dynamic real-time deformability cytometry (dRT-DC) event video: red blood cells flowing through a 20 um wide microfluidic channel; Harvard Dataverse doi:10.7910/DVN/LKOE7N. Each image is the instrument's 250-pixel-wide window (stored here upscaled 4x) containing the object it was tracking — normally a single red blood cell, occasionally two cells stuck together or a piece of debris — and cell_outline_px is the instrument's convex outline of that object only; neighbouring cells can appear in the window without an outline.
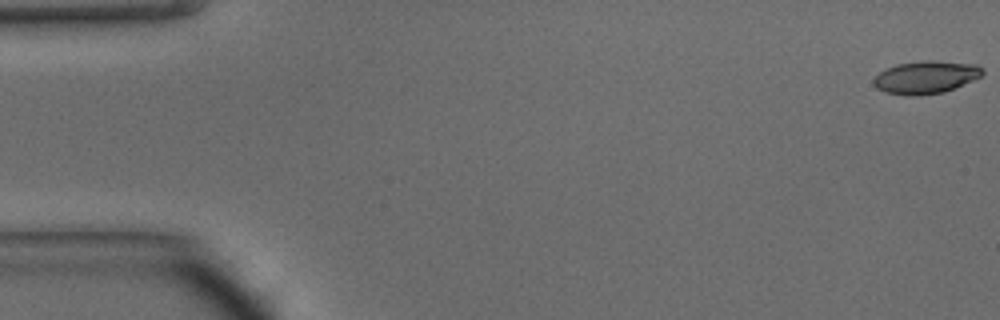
{"species": "common noctule bat (a hibernating species)", "species_latin": "Nyctalus noctula", "temperature_condition": "warm", "stored_images_in_passage": 48, "camera_frame_rate_fps": 3000, "um_per_image_px": 0.085, "animal": {"sex": "male", "body_mass_g": 15.6}, "frame": {"image": 1, "passage_image": 1, "time_ms": 0.0, "image_size_px": [1000, 320], "cell_outline_px": [[984, 72], [980, 76], [972, 80], [944, 92], [912, 96], [908, 96], [884, 92], [876, 88], [872, 84], [872, 80], [880, 72], [896, 64], [924, 60], [932, 60], [976, 64], [984, 68]], "centroid_in_image_um": [78.67, 6.56], "position_along_channel_um": 6.3, "area_um2": 20.75}}
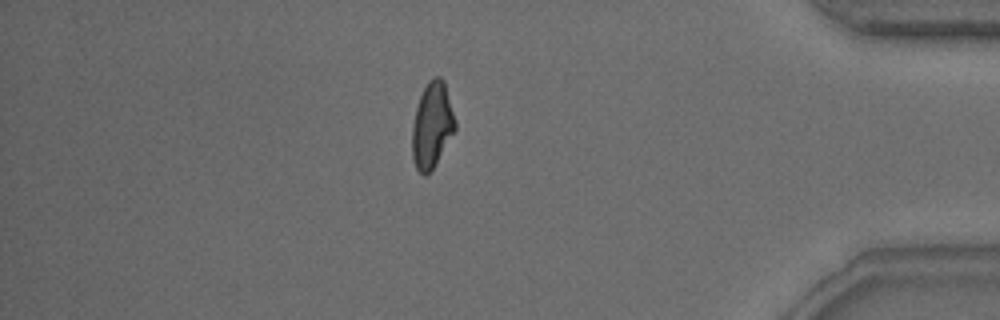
{"frame": {"image": 2, "passage_image": 41, "time_ms": 13.333, "image_size_px": [1000, 320], "cell_outline_px": [[456, 132], [432, 168], [424, 176], [416, 168], [412, 160], [412, 124], [416, 108], [420, 96], [428, 80], [432, 76], [440, 76], [444, 80], [456, 124]], "centroid_in_image_um": [36.72, 10.63], "position_along_channel_um": 398.5, "area_um2": 21.5}}
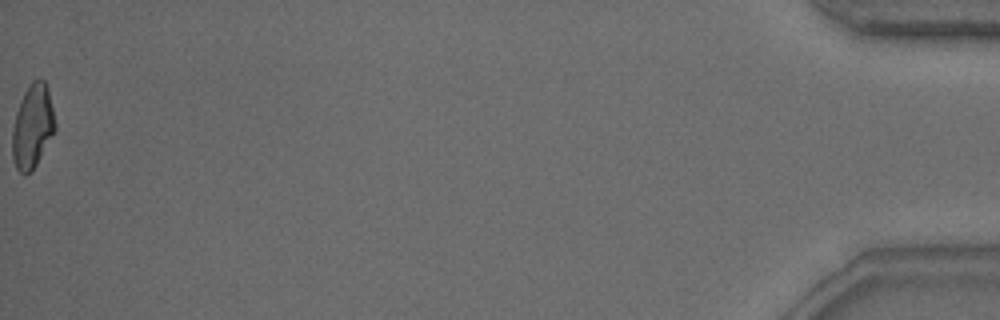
{"frame": {"image": 3, "passage_image": 48, "time_ms": 15.667, "image_size_px": [1000, 320], "cell_outline_px": [[56, 128], [32, 172], [24, 176], [16, 168], [12, 156], [12, 128], [16, 112], [20, 100], [24, 92], [32, 80], [40, 76], [44, 80], [48, 88], [56, 124]], "centroid_in_image_um": [2.75, 10.73], "position_along_channel_um": 432.4, "area_um2": 21.1}, "authors_computed_cell_mechanics": {"area_um2": 21.3571, "velocity_mm_per_s": 4.2707, "shape_relaxation_time_tau1_ms": 5.6599, "shape_relaxation_time_tau2_ms": 1.7655, "deformation_change_tau1": 0.1795, "deformation_change_tau2": 0.0834}}